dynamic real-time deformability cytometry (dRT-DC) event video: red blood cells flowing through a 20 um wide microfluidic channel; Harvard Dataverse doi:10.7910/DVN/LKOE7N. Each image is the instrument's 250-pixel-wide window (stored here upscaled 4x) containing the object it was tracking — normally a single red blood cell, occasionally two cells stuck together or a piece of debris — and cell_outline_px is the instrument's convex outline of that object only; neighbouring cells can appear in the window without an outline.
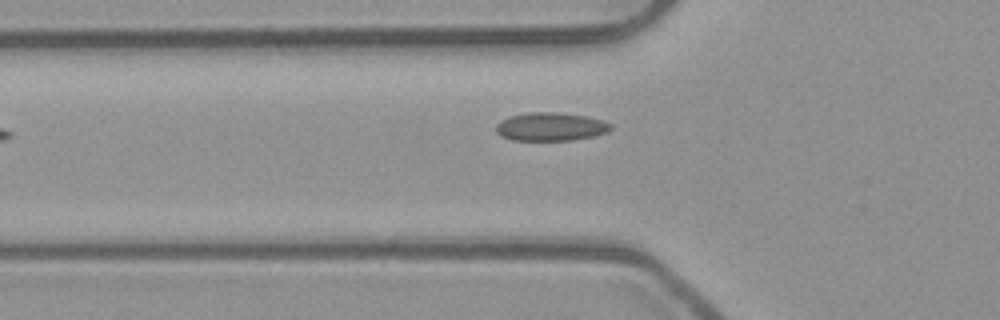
{"species": "common noctule bat (a hibernating species)", "species_latin": "Nyctalus noctula", "temperature_condition": "room temperature", "stored_images_in_passage": 30, "camera_frame_rate_fps": 3000, "um_per_image_px": 0.085, "animal": {"sex": "male", "body_mass_g": 23.1, "forearm_length_mm": 52.7}, "frame": {"image": 1, "passage_image": 2, "time_ms": 0.333, "image_size_px": [1000, 320], "cell_outline_px": [[612, 128], [608, 132], [596, 136], [572, 140], [512, 140], [500, 136], [496, 132], [496, 124], [500, 120], [508, 116], [528, 112], [556, 112], [588, 116], [604, 120], [612, 124]], "centroid_in_image_um": [46.82, 10.76], "position_along_channel_um": 79.0, "area_um2": 19.31}}
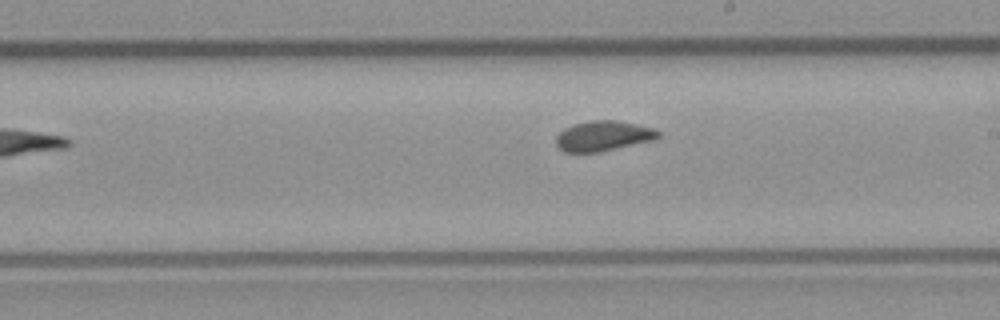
{"frame": {"image": 2, "passage_image": 14, "time_ms": 4.333, "image_size_px": [1000, 320], "cell_outline_px": [[660, 136], [652, 140], [596, 152], [564, 152], [556, 144], [556, 136], [564, 128], [576, 124], [592, 120], [616, 120], [636, 124], [652, 128], [660, 132]], "centroid_in_image_um": [51.25, 11.55], "position_along_channel_um": 237.7, "area_um2": 17.57}}
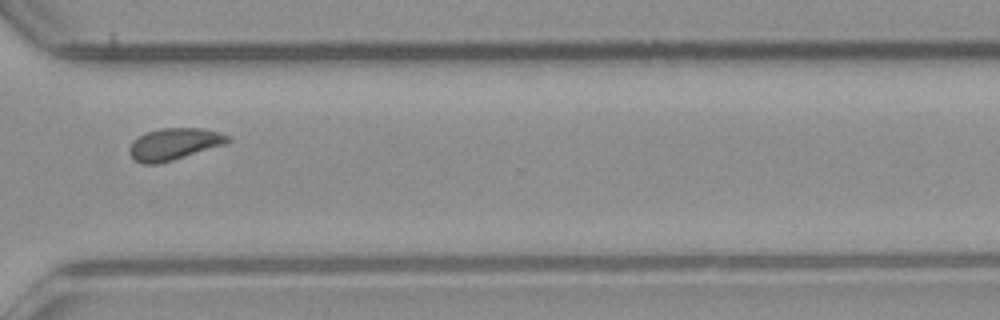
{"frame": {"image": 3, "passage_image": 23, "time_ms": 7.333, "image_size_px": [1000, 320], "cell_outline_px": [[232, 140], [224, 144], [172, 160], [156, 164], [144, 164], [136, 160], [128, 152], [128, 148], [140, 136], [148, 132], [160, 128], [204, 128], [220, 132], [228, 136]], "centroid_in_image_um": [14.82, 12.23], "position_along_channel_um": 355.8, "area_um2": 17.86}, "authors_computed_cell_mechanics": {"area_um2": 17.8602, "velocity_mm_per_s": 3.9423, "shape_relaxation_time_tau1_ms": 5.0465, "shape_relaxation_time_tau2_ms": 0.4761, "deformation_change_tau1": 0.1169, "deformation_change_tau2": 0.0507}}